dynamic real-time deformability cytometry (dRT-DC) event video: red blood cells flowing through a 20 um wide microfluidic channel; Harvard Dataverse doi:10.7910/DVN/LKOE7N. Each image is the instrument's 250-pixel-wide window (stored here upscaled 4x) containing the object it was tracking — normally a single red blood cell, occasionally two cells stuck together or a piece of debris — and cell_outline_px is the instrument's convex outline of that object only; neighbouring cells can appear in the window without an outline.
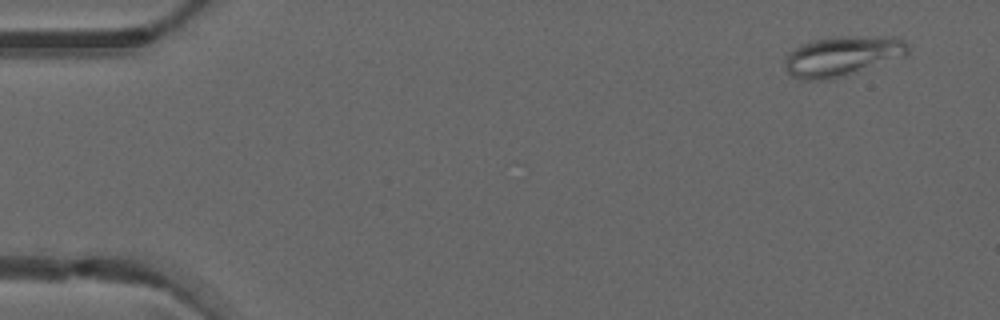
{"species": "common noctule bat (a hibernating species)", "species_latin": "Nyctalus noctula", "temperature_condition": "warm", "stored_images_in_passage": 4, "camera_frame_rate_fps": 3000, "um_per_image_px": 0.085, "animal": {"sex": "male", "forearm_length_mm": 52.5}, "frame": {"image": 1, "passage_image": 1, "time_ms": 0.0, "image_size_px": [1000, 320], "cell_outline_px": [[908, 52], [904, 56], [844, 76], [828, 80], [800, 80], [792, 76], [784, 68], [784, 60], [788, 52], [792, 48], [800, 44], [816, 40], [840, 36], [896, 36], [904, 40], [908, 44]], "centroid_in_image_um": [71.56, 4.76], "position_along_channel_um": 13.4, "area_um2": 28.9}}